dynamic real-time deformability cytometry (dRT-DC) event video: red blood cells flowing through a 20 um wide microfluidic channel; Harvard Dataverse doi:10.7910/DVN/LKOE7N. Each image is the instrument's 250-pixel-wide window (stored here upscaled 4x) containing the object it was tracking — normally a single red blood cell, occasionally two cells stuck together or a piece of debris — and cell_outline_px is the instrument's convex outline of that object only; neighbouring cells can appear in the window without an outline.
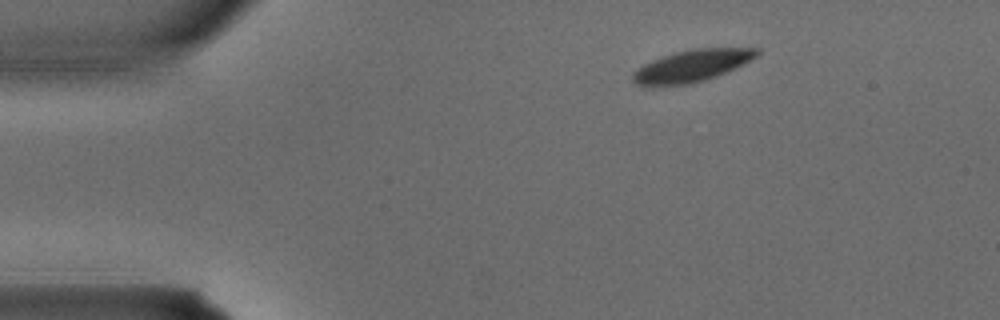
{"species": "common noctule bat (a hibernating species)", "species_latin": "Nyctalus noctula", "temperature_condition": "warm", "stored_images_in_passage": 2, "camera_frame_rate_fps": 3000, "um_per_image_px": 0.085, "animal": {"sex": "male", "body_mass_g": 15.6}, "frame": {"image": 1, "passage_image": 1, "time_ms": 0.0, "image_size_px": [1000, 320], "cell_outline_px": [[760, 52], [756, 56], [716, 76], [704, 80], [684, 84], [636, 84], [632, 80], [632, 72], [644, 64], [652, 60], [676, 52], [692, 48], [760, 48]], "centroid_in_image_um": [58.8, 5.56], "position_along_channel_um": 26.2, "area_um2": 22.2}}